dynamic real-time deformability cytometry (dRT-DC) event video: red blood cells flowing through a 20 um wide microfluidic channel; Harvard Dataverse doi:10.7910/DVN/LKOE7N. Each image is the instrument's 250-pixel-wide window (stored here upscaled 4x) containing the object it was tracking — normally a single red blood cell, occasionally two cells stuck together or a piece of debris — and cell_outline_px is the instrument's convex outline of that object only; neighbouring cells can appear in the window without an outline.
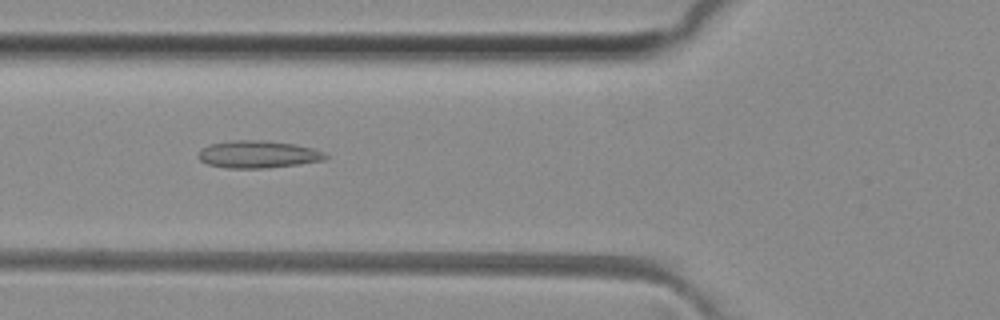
{"species": "common noctule bat (a hibernating species)", "species_latin": "Nyctalus noctula", "temperature_condition": "room temperature", "stored_images_in_passage": 48, "camera_frame_rate_fps": 3000, "um_per_image_px": 0.085, "animal": {"sex": "female", "body_mass_g": 29.2, "forearm_length_mm": 56.3}, "frame": {"image": 1, "passage_image": 17, "time_ms": 5.333, "image_size_px": [1000, 320], "cell_outline_px": [[328, 156], [324, 160], [300, 164], [268, 168], [224, 168], [208, 164], [200, 160], [196, 156], [208, 144], [232, 140], [264, 140], [296, 144], [312, 148], [324, 152]], "centroid_in_image_um": [21.93, 13.12], "position_along_channel_um": 103.9, "area_um2": 20.4}}
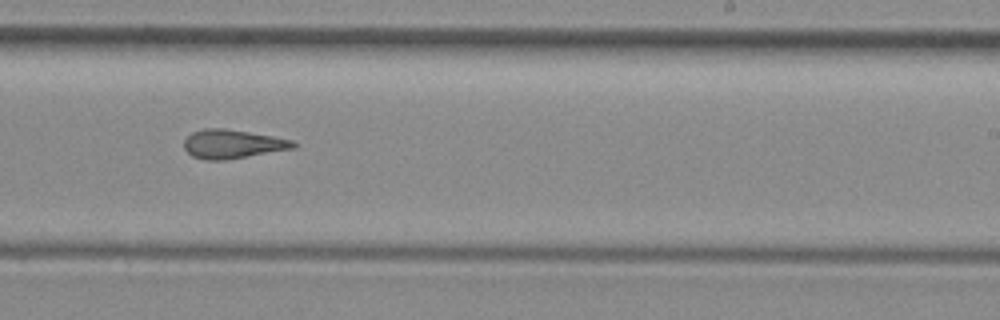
{"frame": {"image": 2, "passage_image": 29, "time_ms": 9.333, "image_size_px": [1000, 320], "cell_outline_px": [[296, 148], [224, 160], [204, 160], [192, 156], [184, 148], [184, 140], [192, 132], [204, 128], [224, 128], [272, 136], [292, 140], [296, 144]], "centroid_in_image_um": [19.74, 12.24], "position_along_channel_um": 269.3, "area_um2": 18.26}}
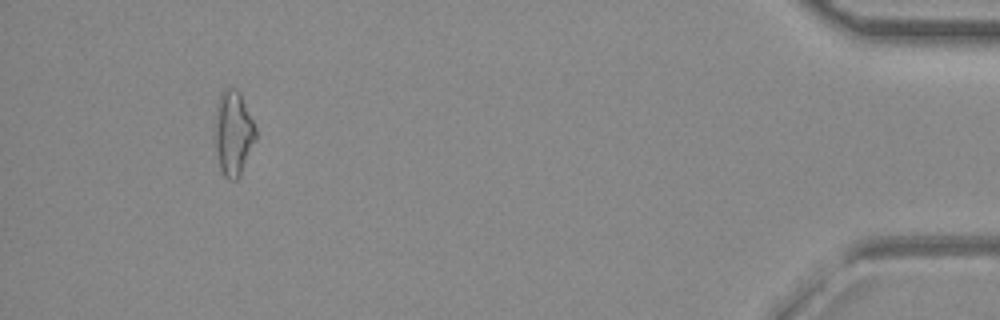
{"frame": {"image": 3, "passage_image": 45, "time_ms": 14.667, "image_size_px": [1000, 320], "cell_outline_px": [[256, 140], [240, 176], [236, 180], [228, 180], [224, 176], [220, 168], [212, 136], [216, 108], [220, 92], [224, 88], [236, 88], [240, 92], [256, 128]], "centroid_in_image_um": [19.8, 11.32], "position_along_channel_um": 415.4, "area_um2": 20.75}, "authors_computed_cell_mechanics": {"area_um2": 18.9295, "velocity_mm_per_s": 4.1491, "shape_relaxation_time_tau1_ms": null, "shape_relaxation_time_tau2_ms": 2.7529, "deformation_change_tau1": null, "deformation_change_tau2": 0.142}}